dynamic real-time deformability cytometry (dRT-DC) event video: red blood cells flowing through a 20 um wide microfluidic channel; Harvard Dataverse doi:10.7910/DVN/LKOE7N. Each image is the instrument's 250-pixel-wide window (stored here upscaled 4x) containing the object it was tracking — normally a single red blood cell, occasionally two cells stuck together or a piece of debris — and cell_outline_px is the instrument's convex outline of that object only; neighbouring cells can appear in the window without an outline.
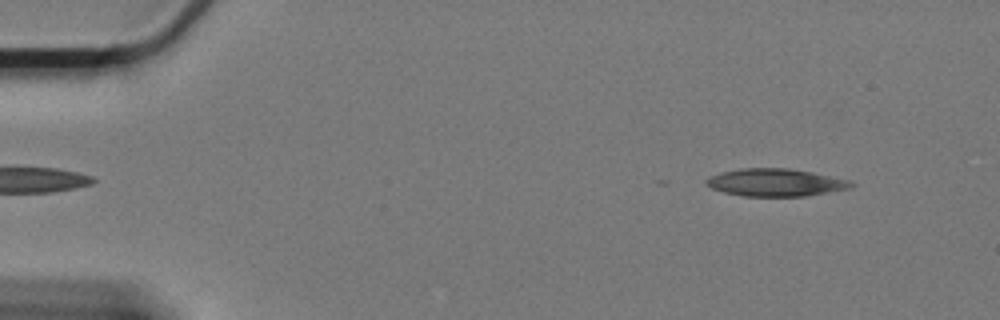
{"species": "Egyptian fruit bat (a non-hibernating species)", "species_latin": "Rousettus aegyptiacus", "temperature_condition": "cold", "stored_images_in_passage": 5, "camera_frame_rate_fps": 3000, "um_per_image_px": 0.085, "animal": {"sex": "female"}, "frame": {"image": 1, "passage_image": 2, "time_ms": 0.333, "image_size_px": [1000, 320], "cell_outline_px": [[856, 184], [852, 188], [804, 196], [744, 196], [724, 192], [712, 188], [704, 184], [704, 180], [708, 176], [720, 172], [740, 168], [788, 168], [812, 172], [848, 180]], "centroid_in_image_um": [65.88, 15.5], "position_along_channel_um": 19.1, "area_um2": 23.35}}